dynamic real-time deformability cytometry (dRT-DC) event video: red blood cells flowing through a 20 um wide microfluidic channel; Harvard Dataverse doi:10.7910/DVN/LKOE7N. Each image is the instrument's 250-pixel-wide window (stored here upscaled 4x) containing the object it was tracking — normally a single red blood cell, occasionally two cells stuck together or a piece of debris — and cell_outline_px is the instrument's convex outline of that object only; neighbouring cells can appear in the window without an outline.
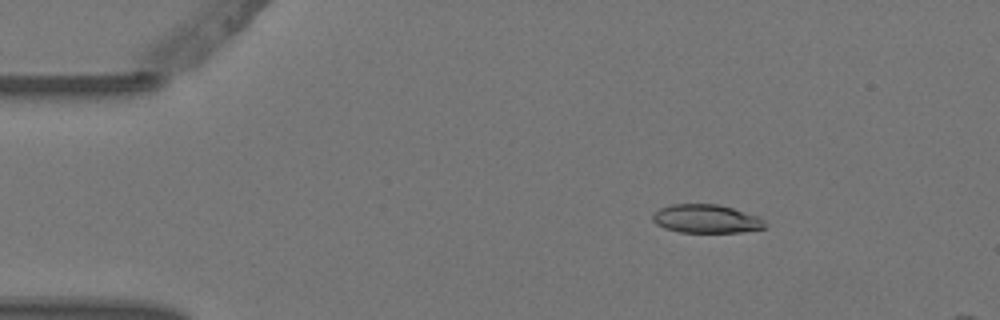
{"species": "Egyptian fruit bat (a non-hibernating species)", "species_latin": "Rousettus aegyptiacus", "temperature_condition": "warm", "stored_images_in_passage": 3, "camera_frame_rate_fps": 3000, "um_per_image_px": 0.085, "animal": {"sex": "female"}, "frame": {"image": 1, "passage_image": 1, "time_ms": 0.0, "image_size_px": [1000, 320], "cell_outline_px": [[768, 224], [764, 228], [740, 232], [680, 232], [664, 228], [656, 224], [652, 220], [652, 216], [660, 208], [672, 204], [716, 204], [732, 208], [760, 216]], "centroid_in_image_um": [60.05, 18.6], "position_along_channel_um": 24.9, "area_um2": 18.67}}